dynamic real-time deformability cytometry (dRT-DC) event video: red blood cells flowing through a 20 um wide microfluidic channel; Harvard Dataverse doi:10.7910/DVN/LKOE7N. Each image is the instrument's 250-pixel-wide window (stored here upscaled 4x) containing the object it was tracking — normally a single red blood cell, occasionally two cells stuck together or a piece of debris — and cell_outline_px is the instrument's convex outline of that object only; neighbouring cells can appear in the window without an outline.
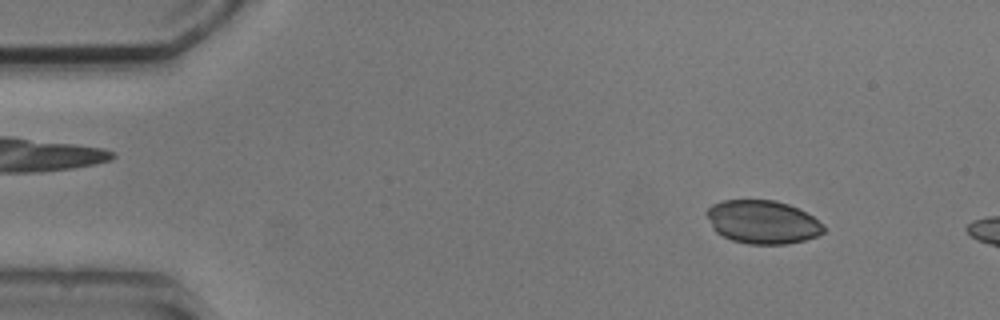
{"species": "common noctule bat (a hibernating species)", "species_latin": "Nyctalus noctula", "temperature_condition": "cold", "stored_images_in_passage": 4, "camera_frame_rate_fps": 3000, "um_per_image_px": 0.085, "animal": {"sex": "male", "body_mass_g": 20.5, "forearm_length_mm": 52.5}, "frame": {"image": 1, "passage_image": 2, "time_ms": 1.0, "image_size_px": [1000, 320], "cell_outline_px": [[824, 232], [816, 236], [804, 240], [788, 244], [748, 244], [732, 240], [716, 232], [712, 228], [704, 212], [712, 204], [724, 200], [776, 200], [788, 204], [812, 216], [824, 224]], "centroid_in_image_um": [64.79, 18.87], "position_along_channel_um": 20.2, "area_um2": 29.59}}